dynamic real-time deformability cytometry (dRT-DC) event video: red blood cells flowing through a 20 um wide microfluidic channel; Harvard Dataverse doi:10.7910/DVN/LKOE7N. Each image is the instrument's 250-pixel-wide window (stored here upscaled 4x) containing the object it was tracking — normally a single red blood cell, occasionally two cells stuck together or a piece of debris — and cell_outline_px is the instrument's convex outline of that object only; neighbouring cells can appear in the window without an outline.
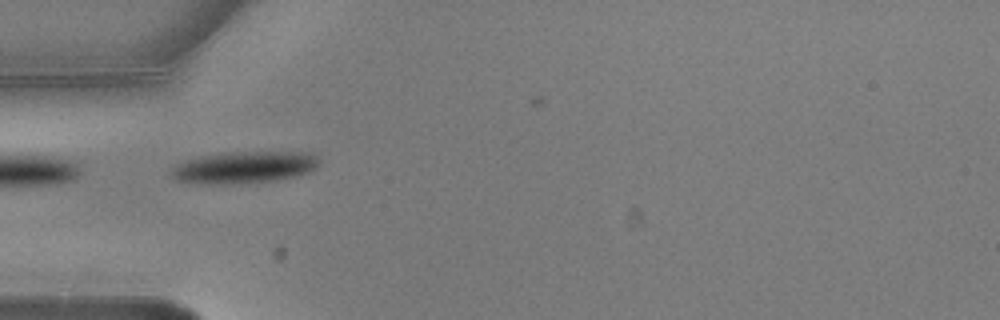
{"species": "common noctule bat (a hibernating species)", "species_latin": "Nyctalus noctula", "temperature_condition": "warm", "stored_images_in_passage": 7, "camera_frame_rate_fps": 3000, "um_per_image_px": 0.085, "animal": {"sex": "male", "body_mass_g": 20.5, "forearm_length_mm": 52.5}, "frame": {"image": 1, "passage_image": 5, "time_ms": 1.333, "image_size_px": [1000, 320], "cell_outline_px": [[320, 164], [316, 168], [308, 172], [296, 176], [276, 180], [224, 184], [208, 184], [176, 180], [172, 176], [172, 168], [176, 164], [184, 160], [200, 156], [220, 152], [312, 152], [320, 160]], "centroid_in_image_um": [20.77, 14.2], "position_along_channel_um": 64.2, "area_um2": 27.57}}